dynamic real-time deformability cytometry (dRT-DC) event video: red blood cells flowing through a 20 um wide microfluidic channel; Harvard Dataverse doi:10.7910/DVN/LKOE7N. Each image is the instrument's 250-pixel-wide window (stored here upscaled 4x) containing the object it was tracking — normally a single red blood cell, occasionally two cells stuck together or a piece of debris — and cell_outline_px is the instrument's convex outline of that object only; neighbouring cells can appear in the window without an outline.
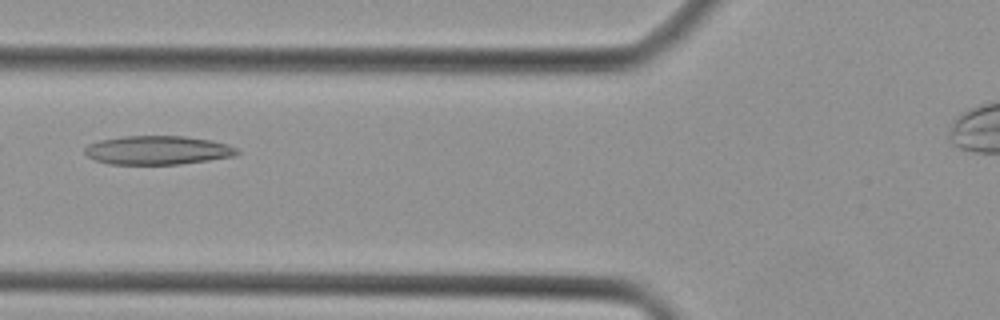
{"species": "Egyptian fruit bat (a non-hibernating species)", "species_latin": "Rousettus aegyptiacus", "temperature_condition": "cold", "stored_images_in_passage": 40, "camera_frame_rate_fps": 3000, "um_per_image_px": 0.085, "animal": {"sex": "female"}, "frame": {"image": 1, "passage_image": 17, "time_ms": 5.333, "image_size_px": [1000, 320], "cell_outline_px": [[240, 152], [236, 156], [180, 164], [108, 164], [96, 160], [88, 156], [84, 152], [84, 148], [88, 144], [100, 140], [124, 136], [184, 136], [212, 140], [228, 144], [236, 148]], "centroid_in_image_um": [13.42, 12.76], "position_along_channel_um": 112.4, "area_um2": 25.61}}
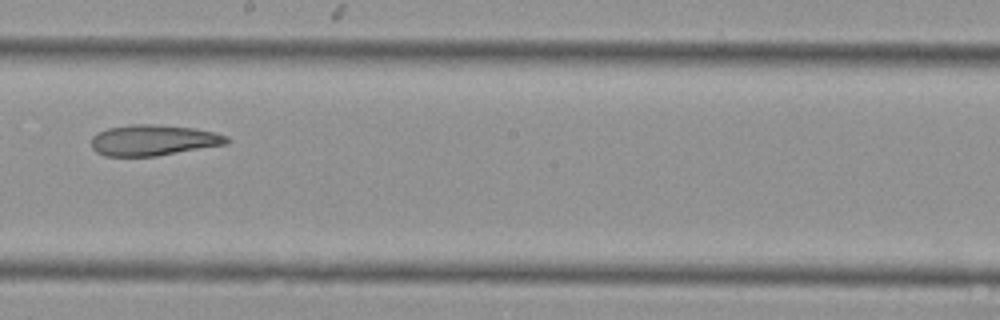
{"frame": {"image": 2, "passage_image": 25, "time_ms": 8.0, "image_size_px": [1000, 320], "cell_outline_px": [[228, 144], [156, 156], [104, 156], [96, 152], [92, 148], [92, 136], [96, 132], [108, 128], [132, 124], [160, 124], [192, 128], [216, 132], [228, 136]], "centroid_in_image_um": [13.03, 11.91], "position_along_channel_um": 235.2, "area_um2": 24.51}}
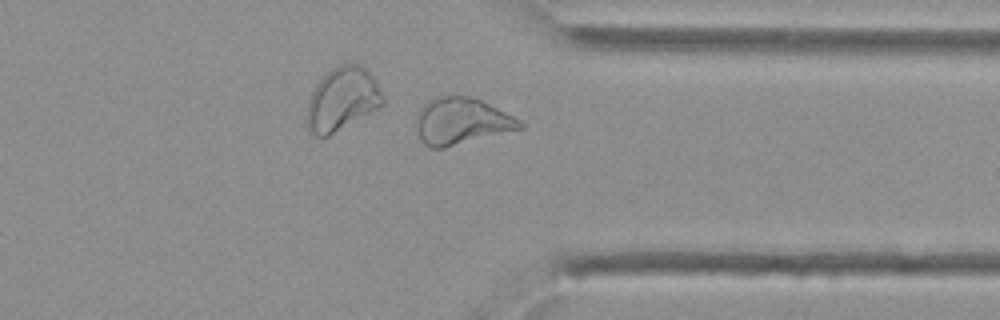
{"frame": {"image": 3, "passage_image": 34, "time_ms": 11.0, "image_size_px": [1000, 320], "cell_outline_px": [[524, 128], [444, 148], [428, 148], [420, 140], [416, 128], [416, 116], [420, 108], [428, 100], [440, 96], [468, 96], [480, 100], [520, 120], [524, 124]], "centroid_in_image_um": [39.18, 10.32], "position_along_channel_um": 372.2, "area_um2": 28.09}}